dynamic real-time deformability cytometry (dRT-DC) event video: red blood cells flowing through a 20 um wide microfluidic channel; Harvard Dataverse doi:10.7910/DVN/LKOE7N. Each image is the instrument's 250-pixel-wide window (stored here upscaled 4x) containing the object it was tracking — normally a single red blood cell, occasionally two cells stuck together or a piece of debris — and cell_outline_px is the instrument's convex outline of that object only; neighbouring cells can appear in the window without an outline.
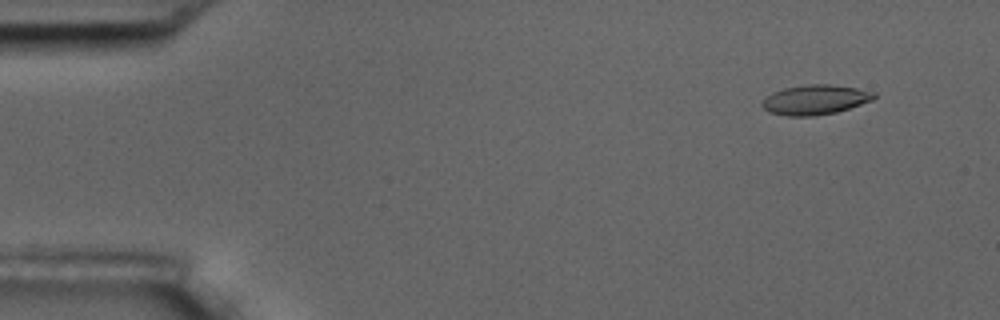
{"species": "common noctule bat (a hibernating species)", "species_latin": "Nyctalus noctula", "temperature_condition": "room temperature", "stored_images_in_passage": 57, "camera_frame_rate_fps": 3000, "um_per_image_px": 0.085, "animal": {"sex": "male", "body_mass_g": 17.5, "forearm_length_mm": 52.3}, "frame": {"image": 1, "passage_image": 5, "time_ms": 1.333, "image_size_px": [1000, 320], "cell_outline_px": [[876, 96], [872, 100], [836, 112], [816, 116], [784, 116], [768, 112], [760, 104], [764, 96], [772, 92], [784, 88], [808, 84], [828, 84], [856, 88], [876, 92]], "centroid_in_image_um": [69.23, 8.48], "position_along_channel_um": 15.8, "area_um2": 19.54}}
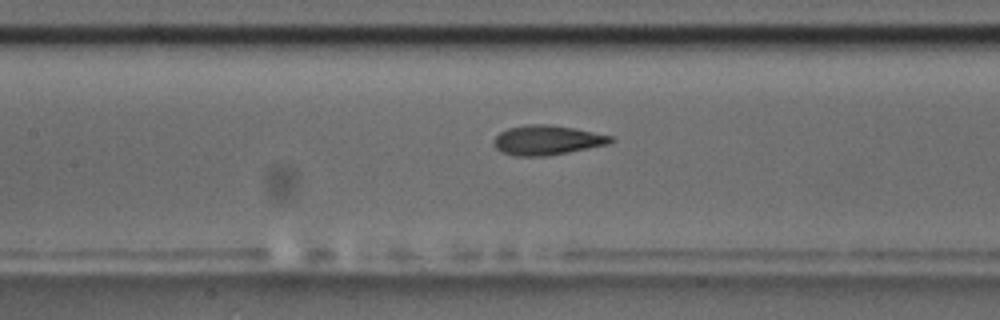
{"frame": {"image": 2, "passage_image": 26, "time_ms": 8.333, "image_size_px": [1000, 320], "cell_outline_px": [[612, 140], [608, 144], [568, 152], [544, 156], [516, 156], [504, 152], [496, 148], [492, 144], [496, 136], [500, 132], [508, 128], [528, 124], [548, 124], [572, 128], [612, 136]], "centroid_in_image_um": [46.45, 11.91], "position_along_channel_um": 160.9, "area_um2": 19.83}}
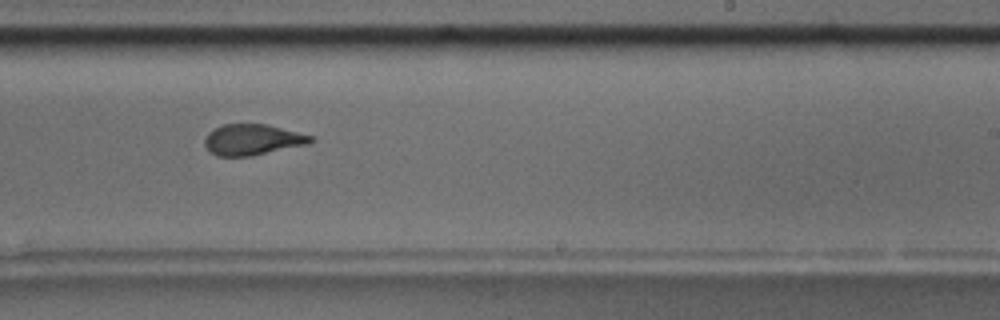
{"frame": {"image": 3, "passage_image": 35, "time_ms": 11.333, "image_size_px": [1000, 320], "cell_outline_px": [[316, 140], [308, 144], [252, 156], [216, 156], [204, 144], [204, 140], [208, 132], [212, 128], [224, 124], [268, 124], [316, 136]], "centroid_in_image_um": [21.51, 11.86], "position_along_channel_um": 267.5, "area_um2": 19.36}, "authors_computed_cell_mechanics": {"area_um2": 19.5942, "velocity_mm_per_s": 3.5773, "shape_relaxation_time_tau1_ms": 5.5249, "shape_relaxation_time_tau2_ms": 1.1847, "deformation_change_tau1": 0.2003, "deformation_change_tau2": 0.092}}